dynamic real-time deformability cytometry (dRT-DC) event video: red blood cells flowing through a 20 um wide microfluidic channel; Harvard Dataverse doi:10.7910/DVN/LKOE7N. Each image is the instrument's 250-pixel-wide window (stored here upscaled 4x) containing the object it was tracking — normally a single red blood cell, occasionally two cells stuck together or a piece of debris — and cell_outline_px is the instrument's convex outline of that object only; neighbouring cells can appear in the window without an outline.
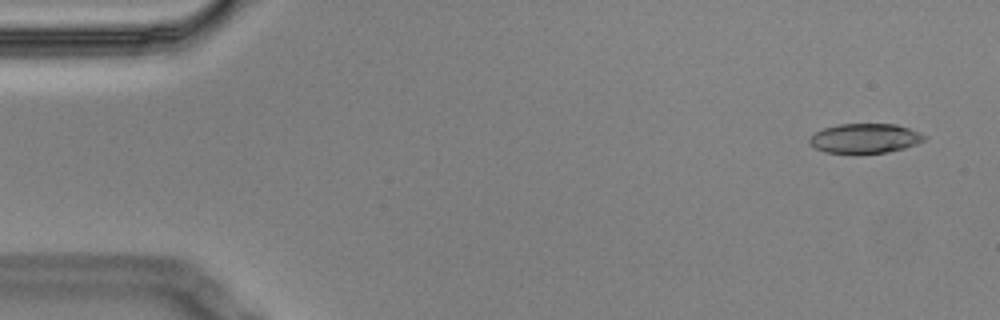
{"species": "Egyptian fruit bat (a non-hibernating species)", "species_latin": "Rousettus aegyptiacus", "temperature_condition": "cold", "stored_images_in_passage": 6, "camera_frame_rate_fps": 3000, "um_per_image_px": 0.085, "animal": {"sex": "male"}, "frame": {"image": 1, "passage_image": 1, "time_ms": 0.0, "image_size_px": [1000, 320], "cell_outline_px": [[928, 136], [924, 140], [916, 144], [904, 148], [884, 152], [824, 152], [816, 148], [808, 140], [816, 132], [824, 128], [840, 124], [896, 124], [920, 132]], "centroid_in_image_um": [73.56, 11.74], "position_along_channel_um": 11.4, "area_um2": 19.36}}
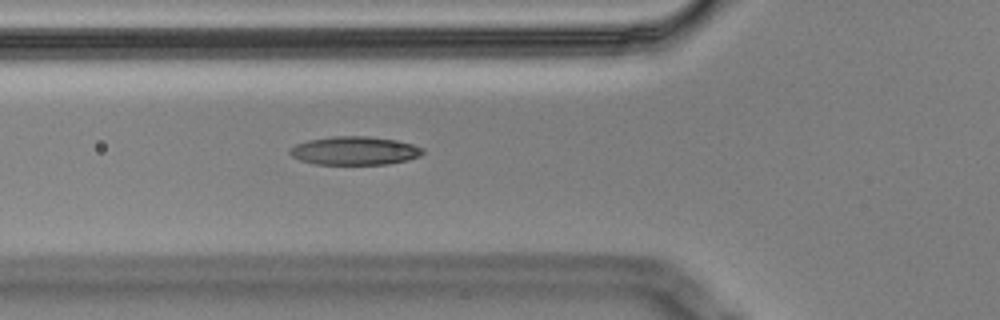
{"frame": {"image": 2, "passage_image": 6, "time_ms": 1.667, "image_size_px": [1000, 320], "cell_outline_px": [[424, 152], [420, 156], [408, 160], [388, 164], [316, 164], [300, 160], [292, 156], [288, 152], [296, 144], [308, 140], [332, 136], [368, 136], [396, 140], [412, 144], [424, 148]], "centroid_in_image_um": [30.17, 12.81], "position_along_channel_um": 95.6, "area_um2": 22.02}}